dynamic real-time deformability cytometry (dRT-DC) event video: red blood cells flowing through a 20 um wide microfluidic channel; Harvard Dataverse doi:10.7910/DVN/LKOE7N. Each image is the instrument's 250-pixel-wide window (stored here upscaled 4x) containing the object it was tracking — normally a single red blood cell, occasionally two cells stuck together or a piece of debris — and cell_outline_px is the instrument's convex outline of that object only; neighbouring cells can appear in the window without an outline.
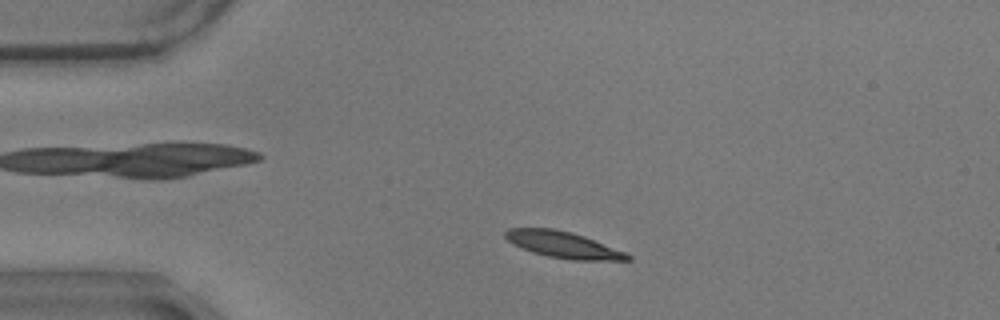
{"species": "common noctule bat (a hibernating species)", "species_latin": "Nyctalus noctula", "temperature_condition": "warm", "stored_images_in_passage": 52, "camera_frame_rate_fps": 3000, "um_per_image_px": 0.085, "animal": {"sex": "male", "body_mass_g": 17.9}, "frame": {"image": 1, "passage_image": 7, "time_ms": 2.0, "image_size_px": [1000, 320], "cell_outline_px": [[632, 260], [572, 260], [548, 256], [532, 252], [512, 244], [504, 236], [504, 232], [508, 228], [552, 228], [572, 232], [584, 236], [624, 252], [632, 256]], "centroid_in_image_um": [47.83, 20.8], "position_along_channel_um": 37.2, "area_um2": 18.67}}
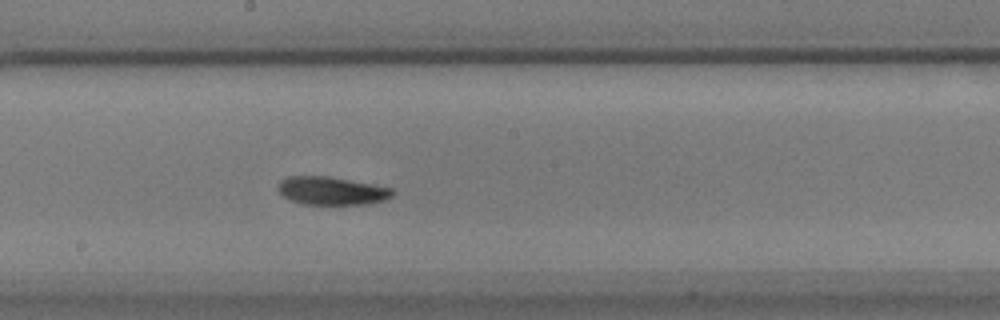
{"frame": {"image": 2, "passage_image": 26, "time_ms": 8.333, "image_size_px": [1000, 320], "cell_outline_px": [[396, 192], [392, 196], [384, 200], [372, 204], [304, 204], [292, 200], [284, 196], [276, 188], [280, 180], [288, 176], [328, 176], [372, 184], [392, 188]], "centroid_in_image_um": [28.21, 16.21], "position_along_channel_um": 220.0, "area_um2": 18.79}}
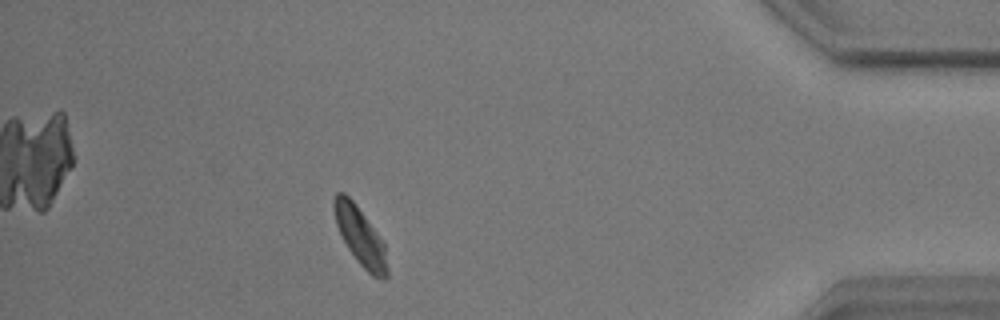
{"frame": {"image": 3, "passage_image": 46, "time_ms": 15.0, "image_size_px": [1000, 320], "cell_outline_px": [[388, 276], [384, 280], [380, 280], [372, 276], [356, 260], [348, 248], [336, 224], [332, 208], [332, 200], [336, 192], [344, 192], [356, 204], [384, 240], [388, 268]], "centroid_in_image_um": [30.64, 20.08], "position_along_channel_um": 404.6, "area_um2": 18.38}, "authors_computed_cell_mechanics": {"area_um2": 18.7561, "velocity_mm_per_s": 3.4545, "shape_relaxation_time_tau1_ms": 3.4956, "shape_relaxation_time_tau2_ms": null, "deformation_change_tau1": 0.1322, "deformation_change_tau2": null}}